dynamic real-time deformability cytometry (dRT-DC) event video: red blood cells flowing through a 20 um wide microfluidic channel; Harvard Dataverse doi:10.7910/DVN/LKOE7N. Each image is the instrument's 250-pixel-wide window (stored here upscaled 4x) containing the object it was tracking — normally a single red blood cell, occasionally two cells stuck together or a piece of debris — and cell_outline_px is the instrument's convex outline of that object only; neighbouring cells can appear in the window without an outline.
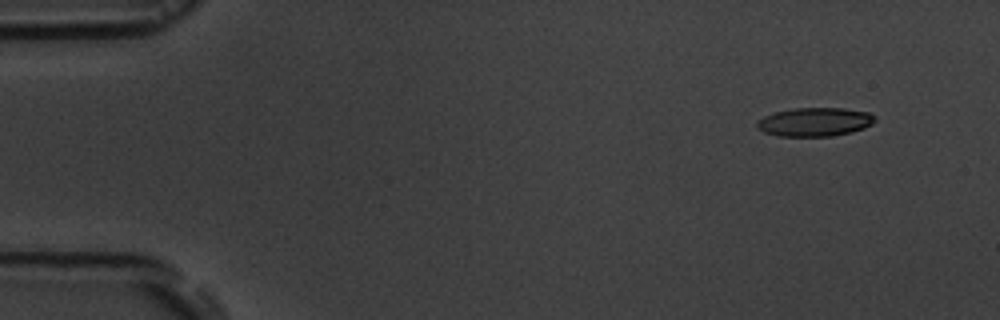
{"species": "common noctule bat (a hibernating species)", "species_latin": "Nyctalus noctula", "temperature_condition": "room temperature", "stored_images_in_passage": 3, "camera_frame_rate_fps": 3000, "um_per_image_px": 0.085, "animal": {"sex": "male", "body_mass_g": 19.5, "forearm_length_mm": 54.6}, "frame": {"image": 1, "passage_image": 1, "time_ms": 0.0, "image_size_px": [1000, 320], "cell_outline_px": [[876, 120], [872, 124], [864, 128], [852, 132], [832, 136], [776, 136], [764, 132], [756, 128], [756, 120], [764, 116], [776, 112], [792, 108], [844, 108], [868, 112], [876, 116]], "centroid_in_image_um": [69.25, 10.36], "position_along_channel_um": 15.8, "area_um2": 19.94}}
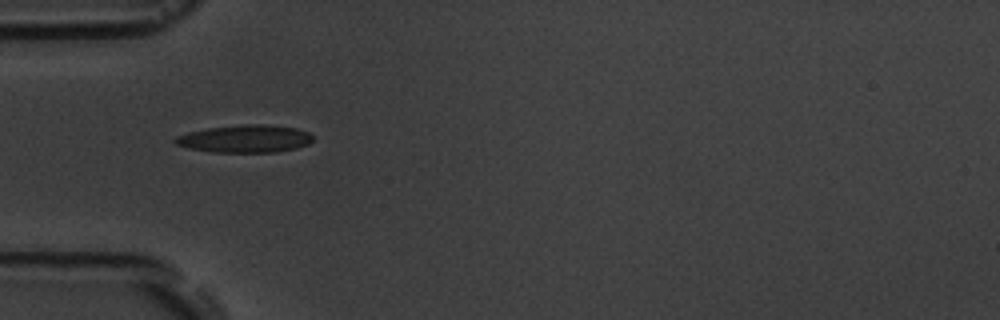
{"frame": {"image": 2, "passage_image": 3, "time_ms": 4.333, "image_size_px": [1000, 320], "cell_outline_px": [[312, 140], [308, 144], [296, 148], [276, 152], [212, 152], [188, 148], [176, 144], [172, 140], [176, 136], [188, 132], [208, 128], [244, 124], [264, 124], [296, 128], [308, 132], [312, 136]], "centroid_in_image_um": [20.81, 11.79], "position_along_channel_um": 64.2, "area_um2": 22.14}}